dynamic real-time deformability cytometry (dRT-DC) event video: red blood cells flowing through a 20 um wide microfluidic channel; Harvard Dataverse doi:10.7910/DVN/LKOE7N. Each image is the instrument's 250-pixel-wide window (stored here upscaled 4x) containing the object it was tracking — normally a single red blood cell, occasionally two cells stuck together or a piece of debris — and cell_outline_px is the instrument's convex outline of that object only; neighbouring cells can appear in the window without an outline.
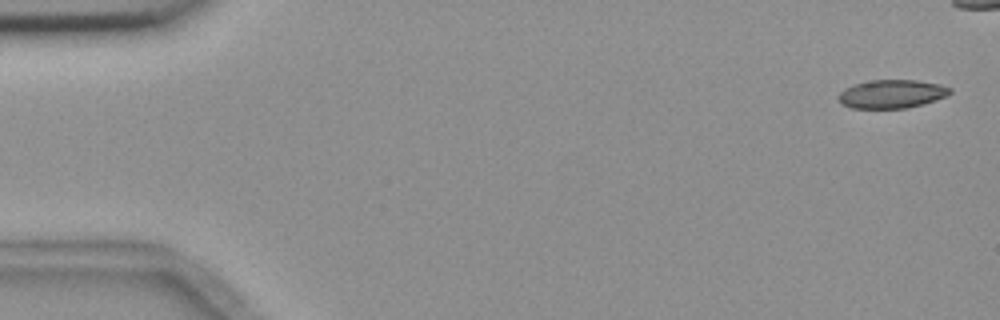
{"species": "common noctule bat (a hibernating species)", "species_latin": "Nyctalus noctula", "temperature_condition": "room temperature", "stored_images_in_passage": 12, "camera_frame_rate_fps": 3000, "um_per_image_px": 0.085, "animal": {"sex": "female", "body_mass_g": 18.4}, "frame": {"image": 1, "passage_image": 1, "time_ms": 0.0, "image_size_px": [1000, 320], "cell_outline_px": [[952, 92], [948, 96], [924, 104], [908, 108], [852, 108], [840, 104], [836, 96], [844, 88], [852, 84], [872, 80], [916, 80], [940, 84], [952, 88]], "centroid_in_image_um": [75.79, 7.99], "position_along_channel_um": 9.2, "area_um2": 18.84}}
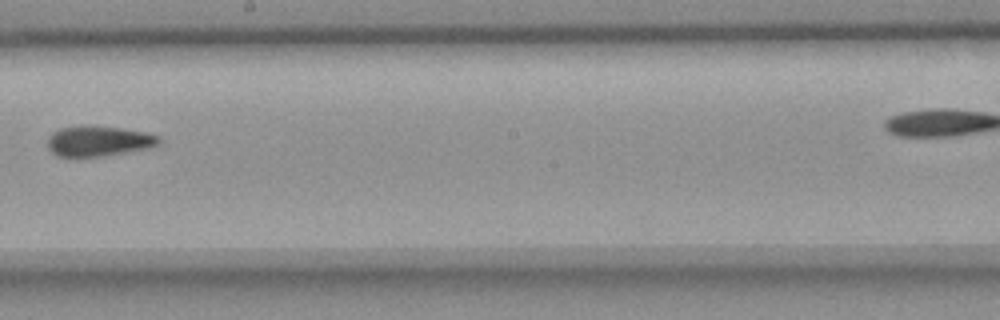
{"frame": {"image": 2, "passage_image": 8, "time_ms": 10.0, "image_size_px": [1000, 320], "cell_outline_px": [[160, 144], [148, 148], [104, 156], [76, 160], [56, 156], [48, 148], [48, 136], [52, 132], [60, 128], [88, 124], [120, 128], [144, 132], [160, 136]], "centroid_in_image_um": [8.31, 12.02], "position_along_channel_um": 239.9, "area_um2": 20.52}}
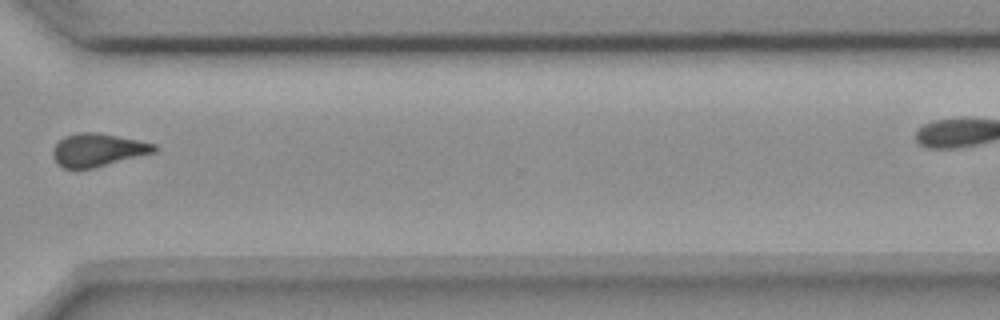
{"frame": {"image": 3, "passage_image": 11, "time_ms": 13.333, "image_size_px": [1000, 320], "cell_outline_px": [[156, 152], [96, 168], [76, 172], [64, 168], [56, 164], [52, 156], [52, 148], [64, 136], [80, 132], [96, 132], [140, 140], [156, 144]], "centroid_in_image_um": [8.27, 12.79], "position_along_channel_um": 362.3, "area_um2": 20.17}}